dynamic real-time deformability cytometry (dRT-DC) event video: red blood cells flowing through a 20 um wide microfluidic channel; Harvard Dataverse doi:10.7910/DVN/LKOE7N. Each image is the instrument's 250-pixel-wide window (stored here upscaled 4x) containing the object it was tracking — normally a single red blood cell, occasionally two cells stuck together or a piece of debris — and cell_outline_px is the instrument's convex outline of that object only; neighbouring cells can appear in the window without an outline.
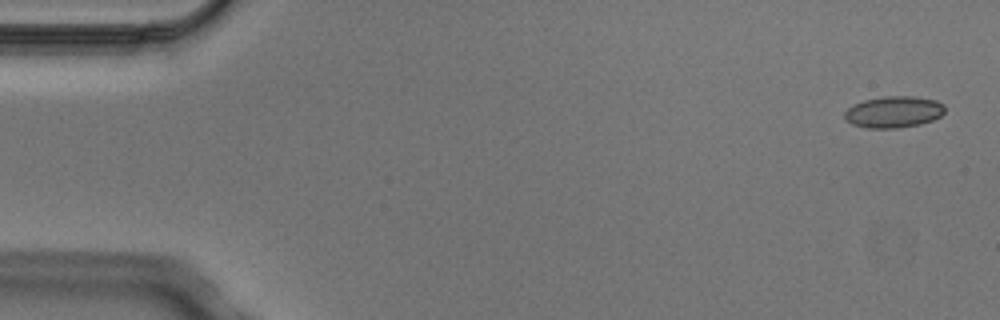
{"species": "Egyptian fruit bat (a non-hibernating species)", "species_latin": "Rousettus aegyptiacus", "temperature_condition": "cold", "stored_images_in_passage": 5, "camera_frame_rate_fps": 3000, "um_per_image_px": 0.085, "animal": {"sex": "male"}, "frame": {"image": 1, "passage_image": 1, "time_ms": 0.0, "image_size_px": [1000, 320], "cell_outline_px": [[944, 112], [940, 116], [932, 120], [920, 124], [896, 128], [868, 128], [852, 124], [844, 116], [844, 112], [852, 104], [864, 100], [884, 96], [916, 96], [936, 100], [944, 104]], "centroid_in_image_um": [75.97, 9.5], "position_along_channel_um": 9.0, "area_um2": 18.44}}
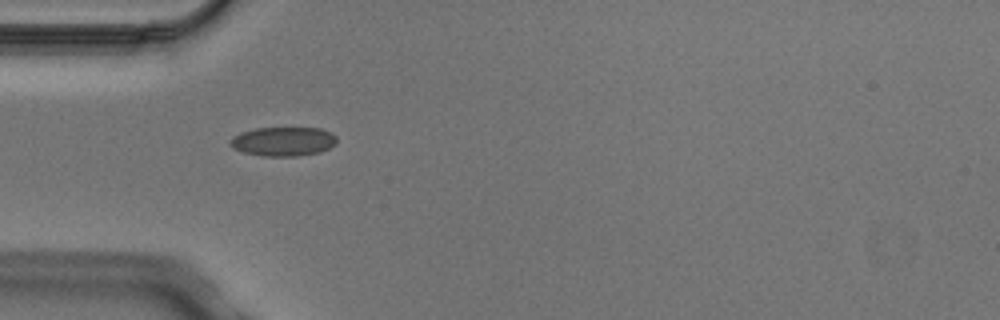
{"frame": {"image": 2, "passage_image": 4, "time_ms": 1.0, "image_size_px": [1000, 320], "cell_outline_px": [[336, 144], [320, 152], [296, 156], [264, 156], [244, 152], [232, 148], [228, 140], [232, 136], [240, 132], [256, 128], [320, 128], [332, 132], [336, 136]], "centroid_in_image_um": [24.06, 12.01], "position_along_channel_um": 60.9, "area_um2": 18.21}}
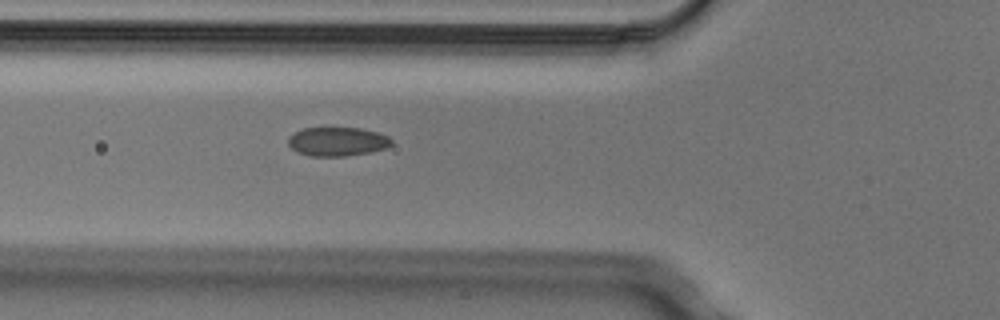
{"frame": {"image": 3, "passage_image": 5, "time_ms": 1.333, "image_size_px": [1000, 320], "cell_outline_px": [[392, 144], [384, 148], [368, 152], [344, 156], [312, 156], [300, 152], [292, 148], [288, 144], [288, 136], [304, 128], [360, 128], [376, 132], [388, 136], [392, 140]], "centroid_in_image_um": [28.67, 12.02], "position_along_channel_um": 97.1, "area_um2": 17.11}}